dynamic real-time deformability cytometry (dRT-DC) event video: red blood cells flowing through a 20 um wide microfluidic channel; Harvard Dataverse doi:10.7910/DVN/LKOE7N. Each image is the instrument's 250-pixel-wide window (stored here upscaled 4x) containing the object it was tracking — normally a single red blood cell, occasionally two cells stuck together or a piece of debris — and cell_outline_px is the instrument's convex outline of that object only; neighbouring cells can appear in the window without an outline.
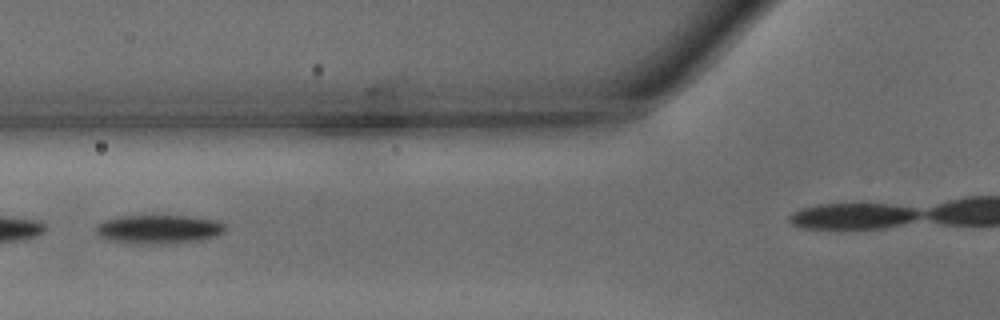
{"species": "common noctule bat (a hibernating species)", "species_latin": "Nyctalus noctula", "temperature_condition": "warm", "stored_images_in_passage": 7, "camera_frame_rate_fps": 3000, "um_per_image_px": 0.085, "animal": {"sex": "male", "body_mass_g": 15.6}, "frame": {"image": 1, "passage_image": 4, "time_ms": 1.0, "image_size_px": [1000, 320], "cell_outline_px": [[224, 232], [216, 236], [200, 240], [176, 244], [120, 244], [104, 240], [96, 236], [96, 224], [104, 220], [120, 216], [188, 216], [216, 220], [224, 224]], "centroid_in_image_um": [13.39, 19.52], "position_along_channel_um": 112.4, "area_um2": 22.37}}